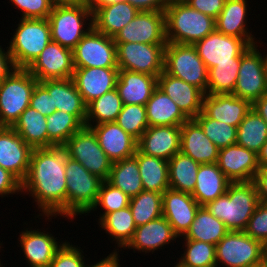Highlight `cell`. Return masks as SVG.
<instances>
[{
	"label": "cell",
	"mask_w": 267,
	"mask_h": 267,
	"mask_svg": "<svg viewBox=\"0 0 267 267\" xmlns=\"http://www.w3.org/2000/svg\"><path fill=\"white\" fill-rule=\"evenodd\" d=\"M68 157L63 146L33 149L27 176L21 182V195L33 199L38 214L34 216L52 222L60 216L66 219V175L65 163ZM26 194V195H25Z\"/></svg>",
	"instance_id": "cell-1"
},
{
	"label": "cell",
	"mask_w": 267,
	"mask_h": 267,
	"mask_svg": "<svg viewBox=\"0 0 267 267\" xmlns=\"http://www.w3.org/2000/svg\"><path fill=\"white\" fill-rule=\"evenodd\" d=\"M258 203V193L253 181L231 182L225 194L205 207L229 231H244Z\"/></svg>",
	"instance_id": "cell-2"
},
{
	"label": "cell",
	"mask_w": 267,
	"mask_h": 267,
	"mask_svg": "<svg viewBox=\"0 0 267 267\" xmlns=\"http://www.w3.org/2000/svg\"><path fill=\"white\" fill-rule=\"evenodd\" d=\"M166 41L190 44L216 30L215 19L191 8L184 1L170 0L165 9Z\"/></svg>",
	"instance_id": "cell-3"
},
{
	"label": "cell",
	"mask_w": 267,
	"mask_h": 267,
	"mask_svg": "<svg viewBox=\"0 0 267 267\" xmlns=\"http://www.w3.org/2000/svg\"><path fill=\"white\" fill-rule=\"evenodd\" d=\"M47 19L51 40L71 50L93 27L92 10L86 2L55 3Z\"/></svg>",
	"instance_id": "cell-4"
},
{
	"label": "cell",
	"mask_w": 267,
	"mask_h": 267,
	"mask_svg": "<svg viewBox=\"0 0 267 267\" xmlns=\"http://www.w3.org/2000/svg\"><path fill=\"white\" fill-rule=\"evenodd\" d=\"M7 43L15 68L27 69L51 41L48 19L20 18Z\"/></svg>",
	"instance_id": "cell-5"
},
{
	"label": "cell",
	"mask_w": 267,
	"mask_h": 267,
	"mask_svg": "<svg viewBox=\"0 0 267 267\" xmlns=\"http://www.w3.org/2000/svg\"><path fill=\"white\" fill-rule=\"evenodd\" d=\"M65 175L66 218L74 221L78 215L85 216L95 205L103 180L69 157L66 158Z\"/></svg>",
	"instance_id": "cell-6"
},
{
	"label": "cell",
	"mask_w": 267,
	"mask_h": 267,
	"mask_svg": "<svg viewBox=\"0 0 267 267\" xmlns=\"http://www.w3.org/2000/svg\"><path fill=\"white\" fill-rule=\"evenodd\" d=\"M38 80L25 68H15L0 82V126L12 127L29 107Z\"/></svg>",
	"instance_id": "cell-7"
},
{
	"label": "cell",
	"mask_w": 267,
	"mask_h": 267,
	"mask_svg": "<svg viewBox=\"0 0 267 267\" xmlns=\"http://www.w3.org/2000/svg\"><path fill=\"white\" fill-rule=\"evenodd\" d=\"M263 43L250 46L241 55L237 82L233 91V95L248 100L251 104L267 93V52L261 53L260 49L266 45Z\"/></svg>",
	"instance_id": "cell-8"
},
{
	"label": "cell",
	"mask_w": 267,
	"mask_h": 267,
	"mask_svg": "<svg viewBox=\"0 0 267 267\" xmlns=\"http://www.w3.org/2000/svg\"><path fill=\"white\" fill-rule=\"evenodd\" d=\"M164 71L206 94L208 69L193 45L167 42L164 49Z\"/></svg>",
	"instance_id": "cell-9"
},
{
	"label": "cell",
	"mask_w": 267,
	"mask_h": 267,
	"mask_svg": "<svg viewBox=\"0 0 267 267\" xmlns=\"http://www.w3.org/2000/svg\"><path fill=\"white\" fill-rule=\"evenodd\" d=\"M265 245L244 231H229L216 244L218 267H249L264 262Z\"/></svg>",
	"instance_id": "cell-10"
},
{
	"label": "cell",
	"mask_w": 267,
	"mask_h": 267,
	"mask_svg": "<svg viewBox=\"0 0 267 267\" xmlns=\"http://www.w3.org/2000/svg\"><path fill=\"white\" fill-rule=\"evenodd\" d=\"M69 158L82 164L91 174L107 180L113 162L100 147L94 131L84 126L63 145Z\"/></svg>",
	"instance_id": "cell-11"
},
{
	"label": "cell",
	"mask_w": 267,
	"mask_h": 267,
	"mask_svg": "<svg viewBox=\"0 0 267 267\" xmlns=\"http://www.w3.org/2000/svg\"><path fill=\"white\" fill-rule=\"evenodd\" d=\"M117 66L128 70L158 77L164 71V49L166 44L115 43Z\"/></svg>",
	"instance_id": "cell-12"
},
{
	"label": "cell",
	"mask_w": 267,
	"mask_h": 267,
	"mask_svg": "<svg viewBox=\"0 0 267 267\" xmlns=\"http://www.w3.org/2000/svg\"><path fill=\"white\" fill-rule=\"evenodd\" d=\"M31 221L33 220L27 223L24 221L23 224L24 226L26 225V227H22L23 230L21 229V231H19L20 233L17 239L18 247L21 248L20 252L23 254L22 259L27 262L28 267H50L56 251L63 245L66 239H58L55 237L53 231L51 233L48 230V227L46 229L43 227L39 229L37 225L35 229H33V226L28 224Z\"/></svg>",
	"instance_id": "cell-13"
},
{
	"label": "cell",
	"mask_w": 267,
	"mask_h": 267,
	"mask_svg": "<svg viewBox=\"0 0 267 267\" xmlns=\"http://www.w3.org/2000/svg\"><path fill=\"white\" fill-rule=\"evenodd\" d=\"M72 51L75 68H118L114 39L93 27Z\"/></svg>",
	"instance_id": "cell-14"
},
{
	"label": "cell",
	"mask_w": 267,
	"mask_h": 267,
	"mask_svg": "<svg viewBox=\"0 0 267 267\" xmlns=\"http://www.w3.org/2000/svg\"><path fill=\"white\" fill-rule=\"evenodd\" d=\"M193 46L207 69L217 63L241 62V55L250 47L243 39L216 30L195 42Z\"/></svg>",
	"instance_id": "cell-15"
},
{
	"label": "cell",
	"mask_w": 267,
	"mask_h": 267,
	"mask_svg": "<svg viewBox=\"0 0 267 267\" xmlns=\"http://www.w3.org/2000/svg\"><path fill=\"white\" fill-rule=\"evenodd\" d=\"M27 70L38 82L70 79L75 70L73 51L51 40Z\"/></svg>",
	"instance_id": "cell-16"
},
{
	"label": "cell",
	"mask_w": 267,
	"mask_h": 267,
	"mask_svg": "<svg viewBox=\"0 0 267 267\" xmlns=\"http://www.w3.org/2000/svg\"><path fill=\"white\" fill-rule=\"evenodd\" d=\"M113 39L115 43L167 44L165 12H139Z\"/></svg>",
	"instance_id": "cell-17"
},
{
	"label": "cell",
	"mask_w": 267,
	"mask_h": 267,
	"mask_svg": "<svg viewBox=\"0 0 267 267\" xmlns=\"http://www.w3.org/2000/svg\"><path fill=\"white\" fill-rule=\"evenodd\" d=\"M32 151L12 127L0 126V166L20 182L27 176Z\"/></svg>",
	"instance_id": "cell-18"
},
{
	"label": "cell",
	"mask_w": 267,
	"mask_h": 267,
	"mask_svg": "<svg viewBox=\"0 0 267 267\" xmlns=\"http://www.w3.org/2000/svg\"><path fill=\"white\" fill-rule=\"evenodd\" d=\"M177 240V241H176ZM179 237L174 233L172 226L164 216L150 221L144 225L136 227L132 240L123 250H133L147 254H154L155 251H160L168 248V245L174 246L173 243H178ZM160 249V250H158Z\"/></svg>",
	"instance_id": "cell-19"
},
{
	"label": "cell",
	"mask_w": 267,
	"mask_h": 267,
	"mask_svg": "<svg viewBox=\"0 0 267 267\" xmlns=\"http://www.w3.org/2000/svg\"><path fill=\"white\" fill-rule=\"evenodd\" d=\"M199 207L190 193L168 188L162 194V216L167 219L179 238L190 229Z\"/></svg>",
	"instance_id": "cell-20"
},
{
	"label": "cell",
	"mask_w": 267,
	"mask_h": 267,
	"mask_svg": "<svg viewBox=\"0 0 267 267\" xmlns=\"http://www.w3.org/2000/svg\"><path fill=\"white\" fill-rule=\"evenodd\" d=\"M248 0H226L223 10L215 19L216 31L228 36L243 39L249 46L262 42L261 38L255 37L251 27L248 28L250 18L248 14L252 7H249ZM249 11V12H248Z\"/></svg>",
	"instance_id": "cell-21"
},
{
	"label": "cell",
	"mask_w": 267,
	"mask_h": 267,
	"mask_svg": "<svg viewBox=\"0 0 267 267\" xmlns=\"http://www.w3.org/2000/svg\"><path fill=\"white\" fill-rule=\"evenodd\" d=\"M217 164L231 182L253 181L259 170L257 154L238 144L219 149Z\"/></svg>",
	"instance_id": "cell-22"
},
{
	"label": "cell",
	"mask_w": 267,
	"mask_h": 267,
	"mask_svg": "<svg viewBox=\"0 0 267 267\" xmlns=\"http://www.w3.org/2000/svg\"><path fill=\"white\" fill-rule=\"evenodd\" d=\"M157 87L167 94L188 119L202 112L205 93L196 86L163 71L157 77Z\"/></svg>",
	"instance_id": "cell-23"
},
{
	"label": "cell",
	"mask_w": 267,
	"mask_h": 267,
	"mask_svg": "<svg viewBox=\"0 0 267 267\" xmlns=\"http://www.w3.org/2000/svg\"><path fill=\"white\" fill-rule=\"evenodd\" d=\"M181 126H149L137 143V149L148 156L169 161L180 152Z\"/></svg>",
	"instance_id": "cell-24"
},
{
	"label": "cell",
	"mask_w": 267,
	"mask_h": 267,
	"mask_svg": "<svg viewBox=\"0 0 267 267\" xmlns=\"http://www.w3.org/2000/svg\"><path fill=\"white\" fill-rule=\"evenodd\" d=\"M118 68H75L72 79L86 105L116 88Z\"/></svg>",
	"instance_id": "cell-25"
},
{
	"label": "cell",
	"mask_w": 267,
	"mask_h": 267,
	"mask_svg": "<svg viewBox=\"0 0 267 267\" xmlns=\"http://www.w3.org/2000/svg\"><path fill=\"white\" fill-rule=\"evenodd\" d=\"M97 136L100 147L114 163L134 156L138 141L116 122H105L90 127Z\"/></svg>",
	"instance_id": "cell-26"
},
{
	"label": "cell",
	"mask_w": 267,
	"mask_h": 267,
	"mask_svg": "<svg viewBox=\"0 0 267 267\" xmlns=\"http://www.w3.org/2000/svg\"><path fill=\"white\" fill-rule=\"evenodd\" d=\"M252 109V104L233 94H205L202 112L216 121L238 127L246 114Z\"/></svg>",
	"instance_id": "cell-27"
},
{
	"label": "cell",
	"mask_w": 267,
	"mask_h": 267,
	"mask_svg": "<svg viewBox=\"0 0 267 267\" xmlns=\"http://www.w3.org/2000/svg\"><path fill=\"white\" fill-rule=\"evenodd\" d=\"M180 152L200 164H208L217 163L219 148L194 119H188L181 125Z\"/></svg>",
	"instance_id": "cell-28"
},
{
	"label": "cell",
	"mask_w": 267,
	"mask_h": 267,
	"mask_svg": "<svg viewBox=\"0 0 267 267\" xmlns=\"http://www.w3.org/2000/svg\"><path fill=\"white\" fill-rule=\"evenodd\" d=\"M40 83L51 95L54 111H65L75 116L85 126L87 105L72 78L45 80Z\"/></svg>",
	"instance_id": "cell-29"
},
{
	"label": "cell",
	"mask_w": 267,
	"mask_h": 267,
	"mask_svg": "<svg viewBox=\"0 0 267 267\" xmlns=\"http://www.w3.org/2000/svg\"><path fill=\"white\" fill-rule=\"evenodd\" d=\"M157 88V77L128 70H119L116 89L124 105L145 106Z\"/></svg>",
	"instance_id": "cell-30"
},
{
	"label": "cell",
	"mask_w": 267,
	"mask_h": 267,
	"mask_svg": "<svg viewBox=\"0 0 267 267\" xmlns=\"http://www.w3.org/2000/svg\"><path fill=\"white\" fill-rule=\"evenodd\" d=\"M138 13L139 11L126 1L104 5L92 12L93 28L114 38Z\"/></svg>",
	"instance_id": "cell-31"
},
{
	"label": "cell",
	"mask_w": 267,
	"mask_h": 267,
	"mask_svg": "<svg viewBox=\"0 0 267 267\" xmlns=\"http://www.w3.org/2000/svg\"><path fill=\"white\" fill-rule=\"evenodd\" d=\"M230 183L217 163L200 164L196 185L191 195L200 206H205L225 194Z\"/></svg>",
	"instance_id": "cell-32"
},
{
	"label": "cell",
	"mask_w": 267,
	"mask_h": 267,
	"mask_svg": "<svg viewBox=\"0 0 267 267\" xmlns=\"http://www.w3.org/2000/svg\"><path fill=\"white\" fill-rule=\"evenodd\" d=\"M98 228L108 234V240L115 243L112 252H122L132 240L136 224L133 219L130 207L107 213L99 222ZM112 238V239H111ZM120 248V249H119Z\"/></svg>",
	"instance_id": "cell-33"
},
{
	"label": "cell",
	"mask_w": 267,
	"mask_h": 267,
	"mask_svg": "<svg viewBox=\"0 0 267 267\" xmlns=\"http://www.w3.org/2000/svg\"><path fill=\"white\" fill-rule=\"evenodd\" d=\"M145 106L149 126H181L188 120L175 102L158 87Z\"/></svg>",
	"instance_id": "cell-34"
},
{
	"label": "cell",
	"mask_w": 267,
	"mask_h": 267,
	"mask_svg": "<svg viewBox=\"0 0 267 267\" xmlns=\"http://www.w3.org/2000/svg\"><path fill=\"white\" fill-rule=\"evenodd\" d=\"M137 158L143 189L162 193L169 187L168 161L141 153L138 149Z\"/></svg>",
	"instance_id": "cell-35"
},
{
	"label": "cell",
	"mask_w": 267,
	"mask_h": 267,
	"mask_svg": "<svg viewBox=\"0 0 267 267\" xmlns=\"http://www.w3.org/2000/svg\"><path fill=\"white\" fill-rule=\"evenodd\" d=\"M46 116L37 110L27 107L12 128L32 148L48 147V132Z\"/></svg>",
	"instance_id": "cell-36"
},
{
	"label": "cell",
	"mask_w": 267,
	"mask_h": 267,
	"mask_svg": "<svg viewBox=\"0 0 267 267\" xmlns=\"http://www.w3.org/2000/svg\"><path fill=\"white\" fill-rule=\"evenodd\" d=\"M228 232L229 229L221 220L214 217L205 206H200L190 229L179 239L196 240L216 245Z\"/></svg>",
	"instance_id": "cell-37"
},
{
	"label": "cell",
	"mask_w": 267,
	"mask_h": 267,
	"mask_svg": "<svg viewBox=\"0 0 267 267\" xmlns=\"http://www.w3.org/2000/svg\"><path fill=\"white\" fill-rule=\"evenodd\" d=\"M107 181L130 198L144 190L135 156L114 162Z\"/></svg>",
	"instance_id": "cell-38"
},
{
	"label": "cell",
	"mask_w": 267,
	"mask_h": 267,
	"mask_svg": "<svg viewBox=\"0 0 267 267\" xmlns=\"http://www.w3.org/2000/svg\"><path fill=\"white\" fill-rule=\"evenodd\" d=\"M200 163L191 157L176 153L168 161L169 187L171 189L192 194L196 185Z\"/></svg>",
	"instance_id": "cell-39"
},
{
	"label": "cell",
	"mask_w": 267,
	"mask_h": 267,
	"mask_svg": "<svg viewBox=\"0 0 267 267\" xmlns=\"http://www.w3.org/2000/svg\"><path fill=\"white\" fill-rule=\"evenodd\" d=\"M266 141L267 124L252 108L237 127L236 144L258 154Z\"/></svg>",
	"instance_id": "cell-40"
},
{
	"label": "cell",
	"mask_w": 267,
	"mask_h": 267,
	"mask_svg": "<svg viewBox=\"0 0 267 267\" xmlns=\"http://www.w3.org/2000/svg\"><path fill=\"white\" fill-rule=\"evenodd\" d=\"M122 100L117 89H113L94 99L87 105L86 127L105 122H115L122 110Z\"/></svg>",
	"instance_id": "cell-41"
},
{
	"label": "cell",
	"mask_w": 267,
	"mask_h": 267,
	"mask_svg": "<svg viewBox=\"0 0 267 267\" xmlns=\"http://www.w3.org/2000/svg\"><path fill=\"white\" fill-rule=\"evenodd\" d=\"M183 241V242H182ZM178 241L183 251L174 263L177 267H208L216 265V245L196 240L183 239ZM181 244H180V243ZM183 252V253H182ZM181 256V257H180Z\"/></svg>",
	"instance_id": "cell-42"
},
{
	"label": "cell",
	"mask_w": 267,
	"mask_h": 267,
	"mask_svg": "<svg viewBox=\"0 0 267 267\" xmlns=\"http://www.w3.org/2000/svg\"><path fill=\"white\" fill-rule=\"evenodd\" d=\"M48 147L63 146L66 141L84 125L73 115L65 111H54L46 117Z\"/></svg>",
	"instance_id": "cell-43"
},
{
	"label": "cell",
	"mask_w": 267,
	"mask_h": 267,
	"mask_svg": "<svg viewBox=\"0 0 267 267\" xmlns=\"http://www.w3.org/2000/svg\"><path fill=\"white\" fill-rule=\"evenodd\" d=\"M136 227L162 216V193L143 190L129 204Z\"/></svg>",
	"instance_id": "cell-44"
},
{
	"label": "cell",
	"mask_w": 267,
	"mask_h": 267,
	"mask_svg": "<svg viewBox=\"0 0 267 267\" xmlns=\"http://www.w3.org/2000/svg\"><path fill=\"white\" fill-rule=\"evenodd\" d=\"M240 62L217 63L208 69V85L206 94H233Z\"/></svg>",
	"instance_id": "cell-45"
},
{
	"label": "cell",
	"mask_w": 267,
	"mask_h": 267,
	"mask_svg": "<svg viewBox=\"0 0 267 267\" xmlns=\"http://www.w3.org/2000/svg\"><path fill=\"white\" fill-rule=\"evenodd\" d=\"M194 120L219 149L236 144L237 127L208 118L203 112L199 113Z\"/></svg>",
	"instance_id": "cell-46"
},
{
	"label": "cell",
	"mask_w": 267,
	"mask_h": 267,
	"mask_svg": "<svg viewBox=\"0 0 267 267\" xmlns=\"http://www.w3.org/2000/svg\"><path fill=\"white\" fill-rule=\"evenodd\" d=\"M130 199L131 198L123 193L119 188H116L107 180H105L100 186L99 195L95 205L85 216H89V213L91 215V212L93 213L94 211H97V209H101L99 216H96L99 217L96 218L98 219L96 220L98 223L107 213L128 207L130 204Z\"/></svg>",
	"instance_id": "cell-47"
},
{
	"label": "cell",
	"mask_w": 267,
	"mask_h": 267,
	"mask_svg": "<svg viewBox=\"0 0 267 267\" xmlns=\"http://www.w3.org/2000/svg\"><path fill=\"white\" fill-rule=\"evenodd\" d=\"M125 132L137 141L149 127L146 106L131 104L122 106V110L115 121Z\"/></svg>",
	"instance_id": "cell-48"
},
{
	"label": "cell",
	"mask_w": 267,
	"mask_h": 267,
	"mask_svg": "<svg viewBox=\"0 0 267 267\" xmlns=\"http://www.w3.org/2000/svg\"><path fill=\"white\" fill-rule=\"evenodd\" d=\"M84 248L74 245L71 241L66 240L63 245L56 251L50 267H86L89 258L84 256ZM87 258V259H86ZM87 261V263H86Z\"/></svg>",
	"instance_id": "cell-49"
},
{
	"label": "cell",
	"mask_w": 267,
	"mask_h": 267,
	"mask_svg": "<svg viewBox=\"0 0 267 267\" xmlns=\"http://www.w3.org/2000/svg\"><path fill=\"white\" fill-rule=\"evenodd\" d=\"M11 6L21 10L20 18L47 19L52 12L53 0H9Z\"/></svg>",
	"instance_id": "cell-50"
},
{
	"label": "cell",
	"mask_w": 267,
	"mask_h": 267,
	"mask_svg": "<svg viewBox=\"0 0 267 267\" xmlns=\"http://www.w3.org/2000/svg\"><path fill=\"white\" fill-rule=\"evenodd\" d=\"M244 232L264 245L267 243V203H258Z\"/></svg>",
	"instance_id": "cell-51"
},
{
	"label": "cell",
	"mask_w": 267,
	"mask_h": 267,
	"mask_svg": "<svg viewBox=\"0 0 267 267\" xmlns=\"http://www.w3.org/2000/svg\"><path fill=\"white\" fill-rule=\"evenodd\" d=\"M29 106L46 117L54 112L52 97L40 82L35 85Z\"/></svg>",
	"instance_id": "cell-52"
},
{
	"label": "cell",
	"mask_w": 267,
	"mask_h": 267,
	"mask_svg": "<svg viewBox=\"0 0 267 267\" xmlns=\"http://www.w3.org/2000/svg\"><path fill=\"white\" fill-rule=\"evenodd\" d=\"M21 195V182L8 170L0 166V198L13 197L12 195Z\"/></svg>",
	"instance_id": "cell-53"
},
{
	"label": "cell",
	"mask_w": 267,
	"mask_h": 267,
	"mask_svg": "<svg viewBox=\"0 0 267 267\" xmlns=\"http://www.w3.org/2000/svg\"><path fill=\"white\" fill-rule=\"evenodd\" d=\"M184 2L191 8L216 19L223 10L226 0H185Z\"/></svg>",
	"instance_id": "cell-54"
},
{
	"label": "cell",
	"mask_w": 267,
	"mask_h": 267,
	"mask_svg": "<svg viewBox=\"0 0 267 267\" xmlns=\"http://www.w3.org/2000/svg\"><path fill=\"white\" fill-rule=\"evenodd\" d=\"M139 12L161 11L165 12L170 0H125Z\"/></svg>",
	"instance_id": "cell-55"
},
{
	"label": "cell",
	"mask_w": 267,
	"mask_h": 267,
	"mask_svg": "<svg viewBox=\"0 0 267 267\" xmlns=\"http://www.w3.org/2000/svg\"><path fill=\"white\" fill-rule=\"evenodd\" d=\"M253 182L256 186L259 202L267 203V167H259Z\"/></svg>",
	"instance_id": "cell-56"
},
{
	"label": "cell",
	"mask_w": 267,
	"mask_h": 267,
	"mask_svg": "<svg viewBox=\"0 0 267 267\" xmlns=\"http://www.w3.org/2000/svg\"><path fill=\"white\" fill-rule=\"evenodd\" d=\"M15 69L8 47L3 49L0 44V82Z\"/></svg>",
	"instance_id": "cell-57"
},
{
	"label": "cell",
	"mask_w": 267,
	"mask_h": 267,
	"mask_svg": "<svg viewBox=\"0 0 267 267\" xmlns=\"http://www.w3.org/2000/svg\"><path fill=\"white\" fill-rule=\"evenodd\" d=\"M120 254L119 252H110L108 256L98 259L93 264L88 261L89 264L86 267H121L123 265L120 264L122 259Z\"/></svg>",
	"instance_id": "cell-58"
},
{
	"label": "cell",
	"mask_w": 267,
	"mask_h": 267,
	"mask_svg": "<svg viewBox=\"0 0 267 267\" xmlns=\"http://www.w3.org/2000/svg\"><path fill=\"white\" fill-rule=\"evenodd\" d=\"M252 108L262 117L267 124V93L252 104Z\"/></svg>",
	"instance_id": "cell-59"
},
{
	"label": "cell",
	"mask_w": 267,
	"mask_h": 267,
	"mask_svg": "<svg viewBox=\"0 0 267 267\" xmlns=\"http://www.w3.org/2000/svg\"><path fill=\"white\" fill-rule=\"evenodd\" d=\"M125 0H85L89 8L92 10V12L99 7H102L104 5H109L112 3H118Z\"/></svg>",
	"instance_id": "cell-60"
},
{
	"label": "cell",
	"mask_w": 267,
	"mask_h": 267,
	"mask_svg": "<svg viewBox=\"0 0 267 267\" xmlns=\"http://www.w3.org/2000/svg\"><path fill=\"white\" fill-rule=\"evenodd\" d=\"M257 160L259 167H267V141L261 147V150L257 154Z\"/></svg>",
	"instance_id": "cell-61"
},
{
	"label": "cell",
	"mask_w": 267,
	"mask_h": 267,
	"mask_svg": "<svg viewBox=\"0 0 267 267\" xmlns=\"http://www.w3.org/2000/svg\"><path fill=\"white\" fill-rule=\"evenodd\" d=\"M55 3H82L85 0H53Z\"/></svg>",
	"instance_id": "cell-62"
},
{
	"label": "cell",
	"mask_w": 267,
	"mask_h": 267,
	"mask_svg": "<svg viewBox=\"0 0 267 267\" xmlns=\"http://www.w3.org/2000/svg\"><path fill=\"white\" fill-rule=\"evenodd\" d=\"M3 247V244H2V242L0 241V250H1V248ZM3 251V248H2V250L0 251V252H2ZM0 257H1V255H0ZM7 264L8 263H5V264H3V261L1 260V258H0V267H5V265L7 266ZM4 265V266H3Z\"/></svg>",
	"instance_id": "cell-63"
},
{
	"label": "cell",
	"mask_w": 267,
	"mask_h": 267,
	"mask_svg": "<svg viewBox=\"0 0 267 267\" xmlns=\"http://www.w3.org/2000/svg\"><path fill=\"white\" fill-rule=\"evenodd\" d=\"M249 267H267V265H266V263L264 261V262H261V263H259L257 265H253V266H249Z\"/></svg>",
	"instance_id": "cell-64"
},
{
	"label": "cell",
	"mask_w": 267,
	"mask_h": 267,
	"mask_svg": "<svg viewBox=\"0 0 267 267\" xmlns=\"http://www.w3.org/2000/svg\"><path fill=\"white\" fill-rule=\"evenodd\" d=\"M264 261L267 265V243L265 244Z\"/></svg>",
	"instance_id": "cell-65"
},
{
	"label": "cell",
	"mask_w": 267,
	"mask_h": 267,
	"mask_svg": "<svg viewBox=\"0 0 267 267\" xmlns=\"http://www.w3.org/2000/svg\"><path fill=\"white\" fill-rule=\"evenodd\" d=\"M208 267H218L217 265H211V266H208Z\"/></svg>",
	"instance_id": "cell-66"
}]
</instances>
